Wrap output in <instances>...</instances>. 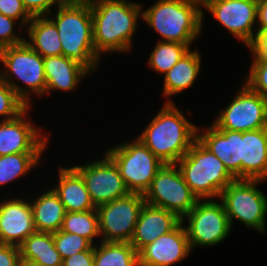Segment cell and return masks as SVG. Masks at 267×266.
<instances>
[{
    "mask_svg": "<svg viewBox=\"0 0 267 266\" xmlns=\"http://www.w3.org/2000/svg\"><path fill=\"white\" fill-rule=\"evenodd\" d=\"M44 69L46 79L45 93L50 91H73L76 85L90 74L89 70L80 63L63 55L44 57Z\"/></svg>",
    "mask_w": 267,
    "mask_h": 266,
    "instance_id": "44dd1931",
    "label": "cell"
},
{
    "mask_svg": "<svg viewBox=\"0 0 267 266\" xmlns=\"http://www.w3.org/2000/svg\"><path fill=\"white\" fill-rule=\"evenodd\" d=\"M190 248L213 246L227 238L232 230L222 202L213 199L198 200L195 207L182 219Z\"/></svg>",
    "mask_w": 267,
    "mask_h": 266,
    "instance_id": "30bf717a",
    "label": "cell"
},
{
    "mask_svg": "<svg viewBox=\"0 0 267 266\" xmlns=\"http://www.w3.org/2000/svg\"><path fill=\"white\" fill-rule=\"evenodd\" d=\"M66 212L94 210L90 194L81 175L73 168H59V182L53 188Z\"/></svg>",
    "mask_w": 267,
    "mask_h": 266,
    "instance_id": "7402d4cb",
    "label": "cell"
},
{
    "mask_svg": "<svg viewBox=\"0 0 267 266\" xmlns=\"http://www.w3.org/2000/svg\"><path fill=\"white\" fill-rule=\"evenodd\" d=\"M27 107L21 114L11 120L0 121V156L15 153H42L48 141V136L40 133L39 127H34L28 121Z\"/></svg>",
    "mask_w": 267,
    "mask_h": 266,
    "instance_id": "9a60e30c",
    "label": "cell"
},
{
    "mask_svg": "<svg viewBox=\"0 0 267 266\" xmlns=\"http://www.w3.org/2000/svg\"><path fill=\"white\" fill-rule=\"evenodd\" d=\"M65 0H22L24 7L32 16H51V7L54 4L58 6Z\"/></svg>",
    "mask_w": 267,
    "mask_h": 266,
    "instance_id": "d590c367",
    "label": "cell"
},
{
    "mask_svg": "<svg viewBox=\"0 0 267 266\" xmlns=\"http://www.w3.org/2000/svg\"><path fill=\"white\" fill-rule=\"evenodd\" d=\"M20 261L18 246L0 244V266H20Z\"/></svg>",
    "mask_w": 267,
    "mask_h": 266,
    "instance_id": "8d00e7d4",
    "label": "cell"
},
{
    "mask_svg": "<svg viewBox=\"0 0 267 266\" xmlns=\"http://www.w3.org/2000/svg\"><path fill=\"white\" fill-rule=\"evenodd\" d=\"M35 232L30 201L11 198L0 202V244L19 247Z\"/></svg>",
    "mask_w": 267,
    "mask_h": 266,
    "instance_id": "e0dca14e",
    "label": "cell"
},
{
    "mask_svg": "<svg viewBox=\"0 0 267 266\" xmlns=\"http://www.w3.org/2000/svg\"><path fill=\"white\" fill-rule=\"evenodd\" d=\"M57 8L50 19L57 27L62 55L93 72L101 57L94 49L89 0H65Z\"/></svg>",
    "mask_w": 267,
    "mask_h": 266,
    "instance_id": "3957f363",
    "label": "cell"
},
{
    "mask_svg": "<svg viewBox=\"0 0 267 266\" xmlns=\"http://www.w3.org/2000/svg\"><path fill=\"white\" fill-rule=\"evenodd\" d=\"M202 8L211 13L232 36L248 47L257 32L253 25L257 21V4L246 0H202Z\"/></svg>",
    "mask_w": 267,
    "mask_h": 266,
    "instance_id": "5bb4252c",
    "label": "cell"
},
{
    "mask_svg": "<svg viewBox=\"0 0 267 266\" xmlns=\"http://www.w3.org/2000/svg\"><path fill=\"white\" fill-rule=\"evenodd\" d=\"M73 168L83 178L96 208L130 194L117 165L106 153L100 161L95 160Z\"/></svg>",
    "mask_w": 267,
    "mask_h": 266,
    "instance_id": "4fadbf2b",
    "label": "cell"
},
{
    "mask_svg": "<svg viewBox=\"0 0 267 266\" xmlns=\"http://www.w3.org/2000/svg\"><path fill=\"white\" fill-rule=\"evenodd\" d=\"M257 23L256 31L267 28V0L257 5Z\"/></svg>",
    "mask_w": 267,
    "mask_h": 266,
    "instance_id": "ab89813d",
    "label": "cell"
},
{
    "mask_svg": "<svg viewBox=\"0 0 267 266\" xmlns=\"http://www.w3.org/2000/svg\"><path fill=\"white\" fill-rule=\"evenodd\" d=\"M20 266H45L33 261H28V260H21L20 261Z\"/></svg>",
    "mask_w": 267,
    "mask_h": 266,
    "instance_id": "60d3db41",
    "label": "cell"
},
{
    "mask_svg": "<svg viewBox=\"0 0 267 266\" xmlns=\"http://www.w3.org/2000/svg\"><path fill=\"white\" fill-rule=\"evenodd\" d=\"M92 14L93 44L96 53L130 51L142 16L141 5L126 0H89Z\"/></svg>",
    "mask_w": 267,
    "mask_h": 266,
    "instance_id": "6da1fadb",
    "label": "cell"
},
{
    "mask_svg": "<svg viewBox=\"0 0 267 266\" xmlns=\"http://www.w3.org/2000/svg\"><path fill=\"white\" fill-rule=\"evenodd\" d=\"M175 164L198 200L219 198L226 186L236 180L223 162L197 139Z\"/></svg>",
    "mask_w": 267,
    "mask_h": 266,
    "instance_id": "5b68a950",
    "label": "cell"
},
{
    "mask_svg": "<svg viewBox=\"0 0 267 266\" xmlns=\"http://www.w3.org/2000/svg\"><path fill=\"white\" fill-rule=\"evenodd\" d=\"M93 266H139L138 252L128 242L101 241L94 245Z\"/></svg>",
    "mask_w": 267,
    "mask_h": 266,
    "instance_id": "4316f807",
    "label": "cell"
},
{
    "mask_svg": "<svg viewBox=\"0 0 267 266\" xmlns=\"http://www.w3.org/2000/svg\"><path fill=\"white\" fill-rule=\"evenodd\" d=\"M181 222L182 219L176 214L145 202L135 225L130 244L139 252L159 236L174 230Z\"/></svg>",
    "mask_w": 267,
    "mask_h": 266,
    "instance_id": "d6986e66",
    "label": "cell"
},
{
    "mask_svg": "<svg viewBox=\"0 0 267 266\" xmlns=\"http://www.w3.org/2000/svg\"><path fill=\"white\" fill-rule=\"evenodd\" d=\"M27 107L14 90L0 79V117H5L3 121L16 118Z\"/></svg>",
    "mask_w": 267,
    "mask_h": 266,
    "instance_id": "1f68e13d",
    "label": "cell"
},
{
    "mask_svg": "<svg viewBox=\"0 0 267 266\" xmlns=\"http://www.w3.org/2000/svg\"><path fill=\"white\" fill-rule=\"evenodd\" d=\"M17 21L0 13V49L7 46L18 45L26 41L14 32Z\"/></svg>",
    "mask_w": 267,
    "mask_h": 266,
    "instance_id": "e575fe53",
    "label": "cell"
},
{
    "mask_svg": "<svg viewBox=\"0 0 267 266\" xmlns=\"http://www.w3.org/2000/svg\"><path fill=\"white\" fill-rule=\"evenodd\" d=\"M117 165L130 193L145 194L157 172L165 164L138 138L105 152Z\"/></svg>",
    "mask_w": 267,
    "mask_h": 266,
    "instance_id": "52a82bcc",
    "label": "cell"
},
{
    "mask_svg": "<svg viewBox=\"0 0 267 266\" xmlns=\"http://www.w3.org/2000/svg\"><path fill=\"white\" fill-rule=\"evenodd\" d=\"M190 49L175 65L165 73L162 94L169 98L190 88L196 80L200 67L201 55L198 50Z\"/></svg>",
    "mask_w": 267,
    "mask_h": 266,
    "instance_id": "603a6c76",
    "label": "cell"
},
{
    "mask_svg": "<svg viewBox=\"0 0 267 266\" xmlns=\"http://www.w3.org/2000/svg\"><path fill=\"white\" fill-rule=\"evenodd\" d=\"M21 260L33 261L45 266H62V258L56 250L53 234L35 232L19 246Z\"/></svg>",
    "mask_w": 267,
    "mask_h": 266,
    "instance_id": "484cf974",
    "label": "cell"
},
{
    "mask_svg": "<svg viewBox=\"0 0 267 266\" xmlns=\"http://www.w3.org/2000/svg\"><path fill=\"white\" fill-rule=\"evenodd\" d=\"M30 204L37 232L53 233L61 230L66 210L53 189L46 190Z\"/></svg>",
    "mask_w": 267,
    "mask_h": 266,
    "instance_id": "cb8c5ba5",
    "label": "cell"
},
{
    "mask_svg": "<svg viewBox=\"0 0 267 266\" xmlns=\"http://www.w3.org/2000/svg\"><path fill=\"white\" fill-rule=\"evenodd\" d=\"M202 0H157L141 18L163 41L191 43L201 33L204 13Z\"/></svg>",
    "mask_w": 267,
    "mask_h": 266,
    "instance_id": "277c9868",
    "label": "cell"
},
{
    "mask_svg": "<svg viewBox=\"0 0 267 266\" xmlns=\"http://www.w3.org/2000/svg\"><path fill=\"white\" fill-rule=\"evenodd\" d=\"M205 130L200 133L197 128V140L217 156L236 179H241L242 132L218 130L213 124Z\"/></svg>",
    "mask_w": 267,
    "mask_h": 266,
    "instance_id": "ac0fdd59",
    "label": "cell"
},
{
    "mask_svg": "<svg viewBox=\"0 0 267 266\" xmlns=\"http://www.w3.org/2000/svg\"><path fill=\"white\" fill-rule=\"evenodd\" d=\"M241 179H267V128L242 132Z\"/></svg>",
    "mask_w": 267,
    "mask_h": 266,
    "instance_id": "ffe728a7",
    "label": "cell"
},
{
    "mask_svg": "<svg viewBox=\"0 0 267 266\" xmlns=\"http://www.w3.org/2000/svg\"><path fill=\"white\" fill-rule=\"evenodd\" d=\"M94 251H83L63 259L62 266H93Z\"/></svg>",
    "mask_w": 267,
    "mask_h": 266,
    "instance_id": "f35d334b",
    "label": "cell"
},
{
    "mask_svg": "<svg viewBox=\"0 0 267 266\" xmlns=\"http://www.w3.org/2000/svg\"><path fill=\"white\" fill-rule=\"evenodd\" d=\"M256 37L249 46L254 57L267 59V28L256 31Z\"/></svg>",
    "mask_w": 267,
    "mask_h": 266,
    "instance_id": "74e56055",
    "label": "cell"
},
{
    "mask_svg": "<svg viewBox=\"0 0 267 266\" xmlns=\"http://www.w3.org/2000/svg\"><path fill=\"white\" fill-rule=\"evenodd\" d=\"M41 155L42 153H15L0 156V187L34 169Z\"/></svg>",
    "mask_w": 267,
    "mask_h": 266,
    "instance_id": "83f0119b",
    "label": "cell"
},
{
    "mask_svg": "<svg viewBox=\"0 0 267 266\" xmlns=\"http://www.w3.org/2000/svg\"><path fill=\"white\" fill-rule=\"evenodd\" d=\"M191 252L183 222L138 252L139 266H172Z\"/></svg>",
    "mask_w": 267,
    "mask_h": 266,
    "instance_id": "2e32d148",
    "label": "cell"
},
{
    "mask_svg": "<svg viewBox=\"0 0 267 266\" xmlns=\"http://www.w3.org/2000/svg\"><path fill=\"white\" fill-rule=\"evenodd\" d=\"M173 100H168L137 137L165 164H175L197 139L196 125L190 123Z\"/></svg>",
    "mask_w": 267,
    "mask_h": 266,
    "instance_id": "7a4b0ae2",
    "label": "cell"
},
{
    "mask_svg": "<svg viewBox=\"0 0 267 266\" xmlns=\"http://www.w3.org/2000/svg\"><path fill=\"white\" fill-rule=\"evenodd\" d=\"M253 58L245 84L267 101V59L262 57Z\"/></svg>",
    "mask_w": 267,
    "mask_h": 266,
    "instance_id": "d6a6232c",
    "label": "cell"
},
{
    "mask_svg": "<svg viewBox=\"0 0 267 266\" xmlns=\"http://www.w3.org/2000/svg\"><path fill=\"white\" fill-rule=\"evenodd\" d=\"M246 1H249V2H252V3H255V4H260L261 2L265 1V0H246Z\"/></svg>",
    "mask_w": 267,
    "mask_h": 266,
    "instance_id": "b9f144b4",
    "label": "cell"
},
{
    "mask_svg": "<svg viewBox=\"0 0 267 266\" xmlns=\"http://www.w3.org/2000/svg\"><path fill=\"white\" fill-rule=\"evenodd\" d=\"M144 204L143 194L130 193L98 206L96 209L99 216V232L100 237L103 236L101 241L130 243Z\"/></svg>",
    "mask_w": 267,
    "mask_h": 266,
    "instance_id": "8fae6325",
    "label": "cell"
},
{
    "mask_svg": "<svg viewBox=\"0 0 267 266\" xmlns=\"http://www.w3.org/2000/svg\"><path fill=\"white\" fill-rule=\"evenodd\" d=\"M0 13L6 17L19 20L20 18V28L27 25L33 16L24 7L22 0H0Z\"/></svg>",
    "mask_w": 267,
    "mask_h": 266,
    "instance_id": "836d02e7",
    "label": "cell"
},
{
    "mask_svg": "<svg viewBox=\"0 0 267 266\" xmlns=\"http://www.w3.org/2000/svg\"><path fill=\"white\" fill-rule=\"evenodd\" d=\"M146 203L164 208L183 219L196 205L192 193L176 164H164L144 194Z\"/></svg>",
    "mask_w": 267,
    "mask_h": 266,
    "instance_id": "9c48e42d",
    "label": "cell"
},
{
    "mask_svg": "<svg viewBox=\"0 0 267 266\" xmlns=\"http://www.w3.org/2000/svg\"><path fill=\"white\" fill-rule=\"evenodd\" d=\"M27 28L30 42L26 43L43 58L62 55L57 27L48 15L33 16Z\"/></svg>",
    "mask_w": 267,
    "mask_h": 266,
    "instance_id": "d4e9b609",
    "label": "cell"
},
{
    "mask_svg": "<svg viewBox=\"0 0 267 266\" xmlns=\"http://www.w3.org/2000/svg\"><path fill=\"white\" fill-rule=\"evenodd\" d=\"M262 180L236 179L221 192V200L232 228L233 220L265 233L267 197L256 185Z\"/></svg>",
    "mask_w": 267,
    "mask_h": 266,
    "instance_id": "ba28073f",
    "label": "cell"
},
{
    "mask_svg": "<svg viewBox=\"0 0 267 266\" xmlns=\"http://www.w3.org/2000/svg\"><path fill=\"white\" fill-rule=\"evenodd\" d=\"M52 234L56 250L62 260L79 252L94 251V245L80 235L61 230Z\"/></svg>",
    "mask_w": 267,
    "mask_h": 266,
    "instance_id": "4dcf8cb0",
    "label": "cell"
},
{
    "mask_svg": "<svg viewBox=\"0 0 267 266\" xmlns=\"http://www.w3.org/2000/svg\"><path fill=\"white\" fill-rule=\"evenodd\" d=\"M212 123L218 130L246 132L267 128V101L245 83Z\"/></svg>",
    "mask_w": 267,
    "mask_h": 266,
    "instance_id": "7c38bea8",
    "label": "cell"
},
{
    "mask_svg": "<svg viewBox=\"0 0 267 266\" xmlns=\"http://www.w3.org/2000/svg\"><path fill=\"white\" fill-rule=\"evenodd\" d=\"M0 61L5 67L4 71H0V79L6 82L28 107H31V94L44 96L46 79L43 57L26 41L1 48ZM12 76L22 81L26 87L14 83Z\"/></svg>",
    "mask_w": 267,
    "mask_h": 266,
    "instance_id": "8992f818",
    "label": "cell"
},
{
    "mask_svg": "<svg viewBox=\"0 0 267 266\" xmlns=\"http://www.w3.org/2000/svg\"><path fill=\"white\" fill-rule=\"evenodd\" d=\"M189 50L190 48L186 44L161 41L160 39L149 55L148 65L157 73H162L164 75Z\"/></svg>",
    "mask_w": 267,
    "mask_h": 266,
    "instance_id": "f546056e",
    "label": "cell"
},
{
    "mask_svg": "<svg viewBox=\"0 0 267 266\" xmlns=\"http://www.w3.org/2000/svg\"><path fill=\"white\" fill-rule=\"evenodd\" d=\"M61 231L80 235L93 245L94 238L100 236L97 209L85 212H66Z\"/></svg>",
    "mask_w": 267,
    "mask_h": 266,
    "instance_id": "f1b7e54d",
    "label": "cell"
}]
</instances>
